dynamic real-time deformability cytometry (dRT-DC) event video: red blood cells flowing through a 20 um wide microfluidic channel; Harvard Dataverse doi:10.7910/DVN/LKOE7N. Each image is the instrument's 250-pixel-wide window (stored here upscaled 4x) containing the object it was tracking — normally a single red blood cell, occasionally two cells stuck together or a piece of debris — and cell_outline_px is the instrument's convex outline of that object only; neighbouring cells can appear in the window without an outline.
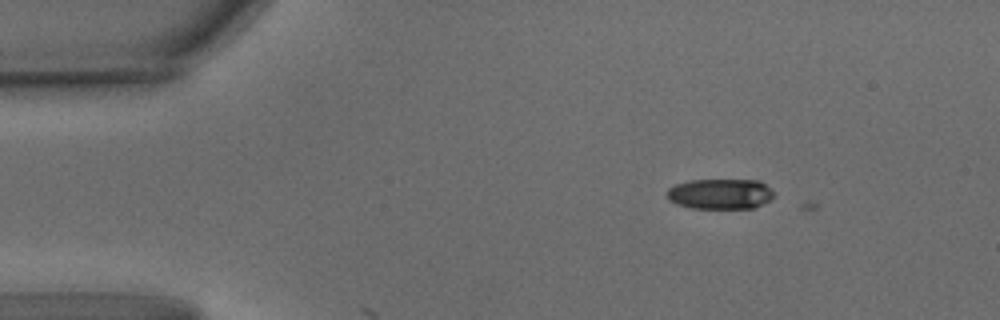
{"species": "common noctule bat (a hibernating species)", "species_latin": "Nyctalus noctula", "temperature_condition": "warm", "stored_images_in_passage": 7, "camera_frame_rate_fps": 3000, "um_per_image_px": 0.085, "animal": {"sex": "male", "body_mass_g": 15.6}, "frame": {"image": 1, "passage_image": 5, "time_ms": 1.333, "image_size_px": [1000, 320], "cell_outline_px": [[772, 196], [768, 200], [756, 208], [692, 208], [676, 204], [668, 200], [668, 188], [676, 184], [692, 180], [760, 180], [772, 192]], "centroid_in_image_um": [61.19, 16.48], "position_along_channel_um": 23.8, "area_um2": 18.73}}